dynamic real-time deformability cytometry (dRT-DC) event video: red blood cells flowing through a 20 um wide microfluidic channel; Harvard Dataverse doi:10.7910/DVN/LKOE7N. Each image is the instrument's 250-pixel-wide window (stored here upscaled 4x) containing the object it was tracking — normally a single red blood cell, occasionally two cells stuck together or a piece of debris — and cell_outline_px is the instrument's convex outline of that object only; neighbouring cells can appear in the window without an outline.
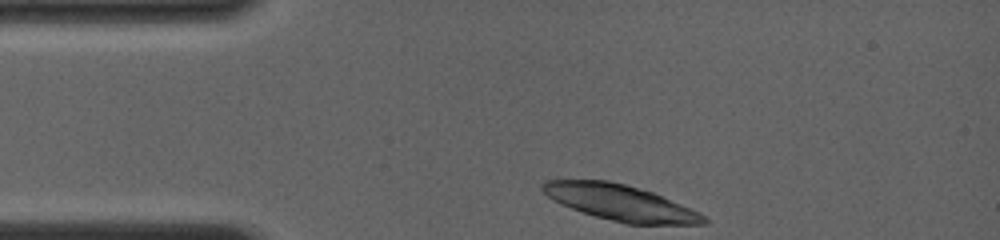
{"species": "common noctule bat (a hibernating species)", "species_latin": "Nyctalus noctula", "temperature_condition": "room temperature", "stored_images_in_passage": 2, "camera_frame_rate_fps": 4000, "um_per_image_px": 0.085, "animal": {"sex": "female", "body_mass_g": 19.0, "forearm_length_mm": 56.7}, "frame": {"image": 1, "passage_image": 1, "time_ms": 0.0, "image_size_px": [1000, 240], "cell_outline_px": [[708, 224], [628, 224], [596, 216], [560, 204], [548, 196], [540, 188], [540, 184], [544, 180], [608, 180], [624, 184], [652, 192], [700, 212], [708, 220]], "centroid_in_image_um": [52.72, 17.22], "position_along_channel_um": 32.3, "area_um2": 33.29}}